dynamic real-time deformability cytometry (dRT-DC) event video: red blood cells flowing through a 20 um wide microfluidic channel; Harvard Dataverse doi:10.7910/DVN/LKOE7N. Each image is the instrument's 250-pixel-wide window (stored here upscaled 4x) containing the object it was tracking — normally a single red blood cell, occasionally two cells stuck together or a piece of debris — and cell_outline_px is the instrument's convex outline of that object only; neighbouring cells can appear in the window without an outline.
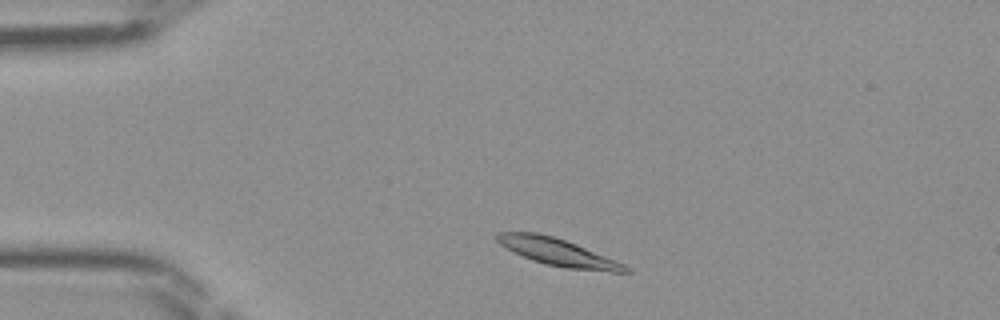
{"species": "Egyptian fruit bat (a non-hibernating species)", "species_latin": "Rousettus aegyptiacus", "temperature_condition": "room temperature", "stored_images_in_passage": 41, "camera_frame_rate_fps": 3000, "um_per_image_px": 0.085, "frame": {"image": 1, "passage_image": 4, "time_ms": 1.0, "image_size_px": [1000, 320], "cell_outline_px": [[632, 272], [612, 272], [564, 268], [544, 264], [532, 260], [500, 244], [496, 240], [496, 232], [536, 232], [552, 236], [576, 244], [616, 260], [624, 264]], "centroid_in_image_um": [47.44, 21.44], "position_along_channel_um": 37.6, "area_um2": 20.17}}
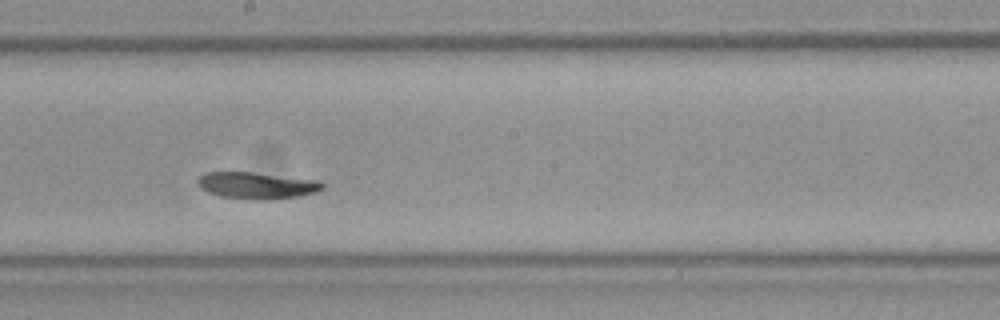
{"frame": {"image": 2, "passage_image": 20, "time_ms": 6.333, "image_size_px": [1000, 320], "cell_outline_px": [[324, 188], [316, 192], [300, 196], [268, 200], [252, 200], [220, 196], [208, 192], [200, 188], [196, 180], [204, 172], [252, 172], [320, 180], [324, 184]], "centroid_in_image_um": [21.84, 15.76], "position_along_channel_um": 226.4, "area_um2": 19.65}}
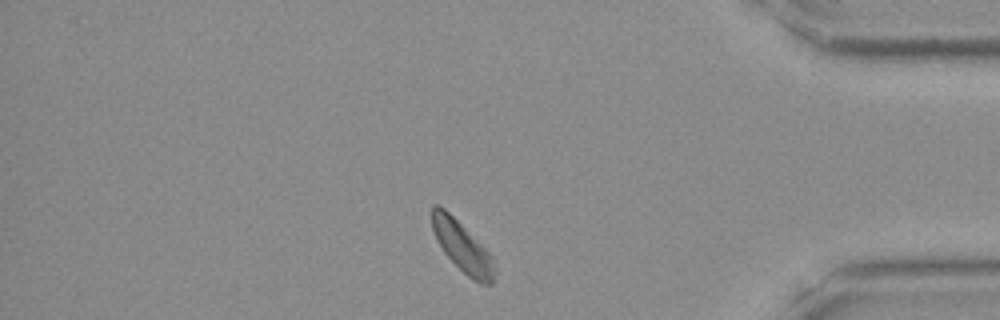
{"frame": {"image": 3, "passage_image": 34, "time_ms": 11.0, "image_size_px": [1000, 320], "cell_outline_px": [[496, 272], [492, 284], [480, 284], [472, 280], [444, 252], [432, 228], [432, 204], [436, 204], [444, 208], [492, 256], [496, 268]], "centroid_in_image_um": [39.33, 21.02], "position_along_channel_um": 395.9, "area_um2": 17.74}}